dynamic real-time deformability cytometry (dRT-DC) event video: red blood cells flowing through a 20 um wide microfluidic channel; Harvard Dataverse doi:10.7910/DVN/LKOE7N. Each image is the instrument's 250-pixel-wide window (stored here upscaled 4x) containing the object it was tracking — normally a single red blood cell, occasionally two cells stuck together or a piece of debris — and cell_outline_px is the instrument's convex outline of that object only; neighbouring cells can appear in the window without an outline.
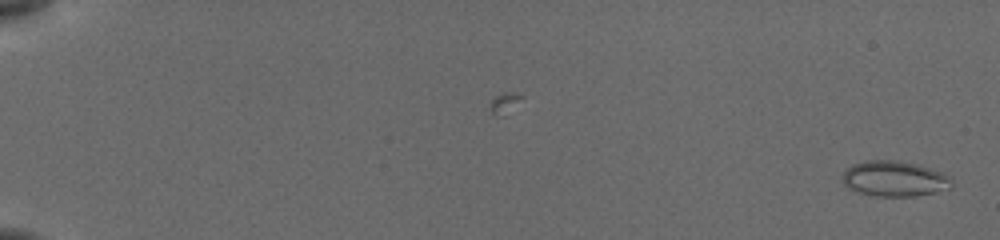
{"species": "common noctule bat (a hibernating species)", "species_latin": "Nyctalus noctula", "temperature_condition": "cold", "stored_images_in_passage": 55, "camera_frame_rate_fps": 3000, "um_per_image_px": 0.085, "animal": {"sex": "female", "body_mass_g": 19.5, "forearm_length_mm": 54.1}, "frame": {"image": 1, "passage_image": 1, "time_ms": 0.0, "image_size_px": [1000, 240], "cell_outline_px": [[952, 188], [936, 192], [916, 196], [876, 196], [860, 192], [848, 188], [844, 184], [840, 176], [852, 164], [864, 160], [900, 160], [916, 164], [952, 176]], "centroid_in_image_um": [76.03, 15.18], "position_along_channel_um": 9.0, "area_um2": 22.77}}
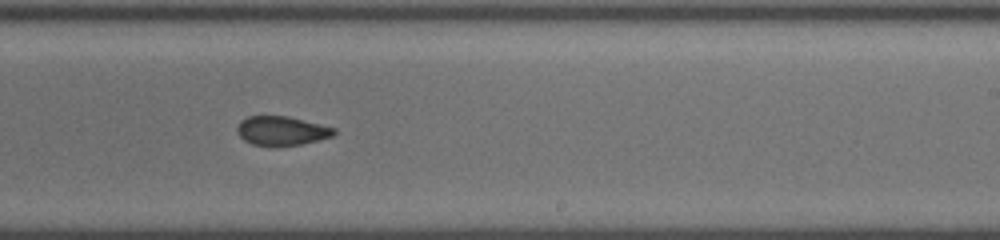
{"frame": {"image": 2, "passage_image": 36, "time_ms": 11.667, "image_size_px": [1000, 240], "cell_outline_px": [[336, 132], [332, 136], [300, 144], [276, 148], [252, 144], [244, 140], [236, 132], [236, 128], [240, 120], [248, 116], [288, 116], [336, 128]], "centroid_in_image_um": [23.89, 11.13], "position_along_channel_um": 265.1, "area_um2": 16.7}}
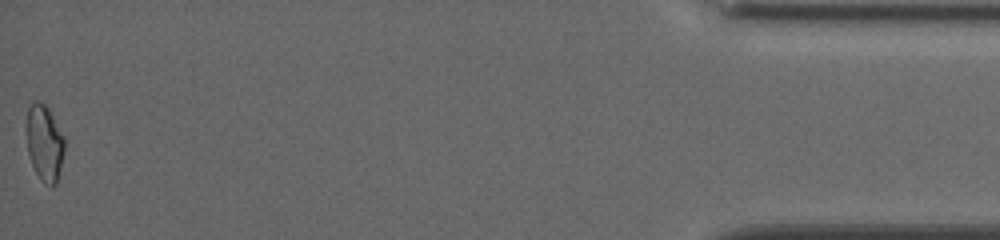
{"frame": {"image": 3, "passage_image": 55, "time_ms": 18.0, "image_size_px": [1000, 240], "cell_outline_px": [[64, 152], [56, 184], [52, 188], [44, 184], [40, 180], [32, 164], [28, 152], [24, 128], [24, 124], [28, 108], [32, 100], [40, 100], [48, 108], [64, 136]], "centroid_in_image_um": [3.74, 12.12], "position_along_channel_um": 431.5, "area_um2": 17.4}, "authors_computed_cell_mechanics": {"area_um2": 17.5134, "velocity_mm_per_s": 3.871, "shape_relaxation_time_tau1_ms": null, "shape_relaxation_time_tau2_ms": 1.5689, "deformation_change_tau1": null, "deformation_change_tau2": 0.0752}}